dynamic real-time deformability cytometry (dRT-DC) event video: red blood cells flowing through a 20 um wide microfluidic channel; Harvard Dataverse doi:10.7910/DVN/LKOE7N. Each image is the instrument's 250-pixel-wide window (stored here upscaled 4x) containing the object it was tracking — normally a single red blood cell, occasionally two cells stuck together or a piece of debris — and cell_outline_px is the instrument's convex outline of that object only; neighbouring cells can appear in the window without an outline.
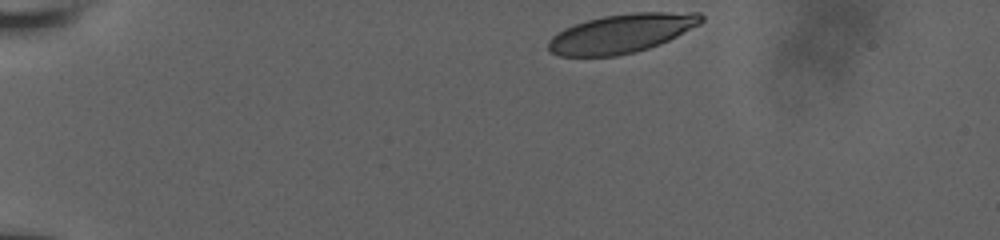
{"species": "human", "species_latin": "Homo sapiens", "temperature_condition": "room temperature", "stored_images_in_passage": 38, "camera_frame_rate_fps": 3000, "um_per_image_px": 0.085, "donor": {"sex": "male"}, "frame": {"image": 1, "passage_image": 1, "time_ms": 0.0, "image_size_px": [1000, 240], "cell_outline_px": [[704, 20], [700, 24], [660, 44], [636, 52], [616, 56], [560, 56], [552, 52], [548, 48], [548, 40], [552, 36], [564, 28], [588, 20], [604, 16], [632, 12], [700, 12], [704, 16]], "centroid_in_image_um": [52.85, 2.83], "position_along_channel_um": 32.1, "area_um2": 34.56}}
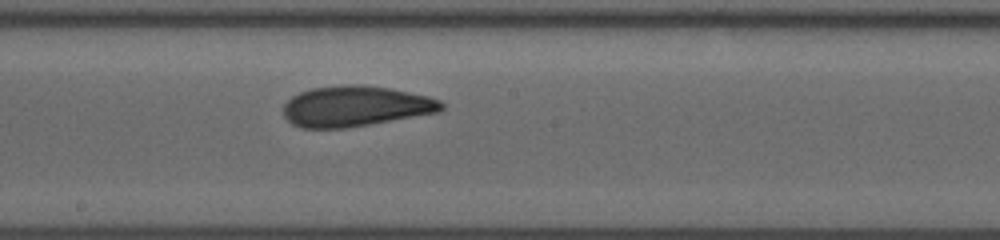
{"frame": {"image": 2, "passage_image": 22, "time_ms": 7.0, "image_size_px": [1000, 240], "cell_outline_px": [[444, 108], [440, 112], [344, 128], [304, 128], [292, 124], [284, 116], [284, 104], [292, 96], [300, 92], [312, 88], [340, 84], [356, 84], [388, 88], [428, 96], [440, 100], [444, 104]], "centroid_in_image_um": [30.21, 9.02], "position_along_channel_um": 218.0, "area_um2": 37.22}}
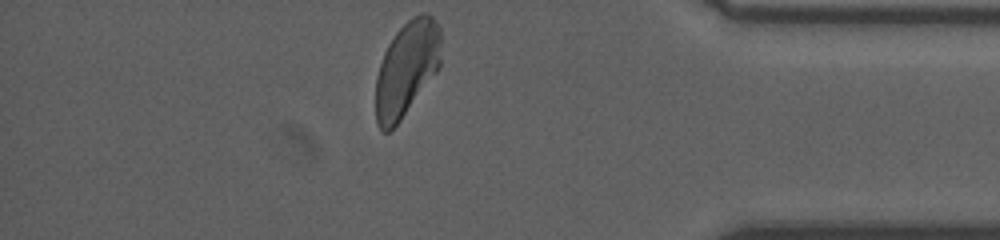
{"frame": {"image": 3, "passage_image": 38, "time_ms": 12.333, "image_size_px": [1000, 240], "cell_outline_px": [[440, 68], [400, 120], [388, 132], [384, 132], [376, 124], [376, 76], [384, 52], [388, 44], [396, 32], [412, 16], [420, 12], [428, 12], [432, 16], [440, 28]], "centroid_in_image_um": [34.57, 5.81], "position_along_channel_um": 400.6, "area_um2": 36.07}, "authors_computed_cell_mechanics": {"area_um2": 37.1365, "velocity_mm_per_s": 3.8984, "shape_relaxation_time_tau1_ms": 6.6494, "shape_relaxation_time_tau2_ms": 1.501, "deformation_change_tau1": 0.1585, "deformation_change_tau2": 0.068}}